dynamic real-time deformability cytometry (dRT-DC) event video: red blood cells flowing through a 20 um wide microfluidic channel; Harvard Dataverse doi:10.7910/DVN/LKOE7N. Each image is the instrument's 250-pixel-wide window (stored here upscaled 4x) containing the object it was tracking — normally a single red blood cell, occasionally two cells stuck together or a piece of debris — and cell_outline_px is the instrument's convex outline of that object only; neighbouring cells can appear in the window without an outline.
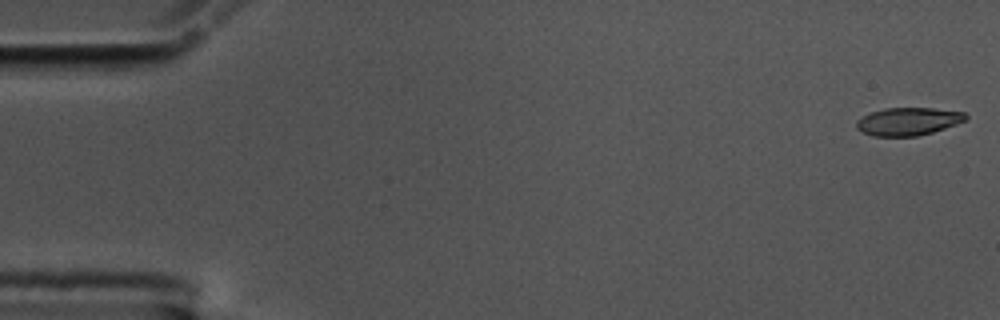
{"species": "common noctule bat (a hibernating species)", "species_latin": "Nyctalus noctula", "temperature_condition": "cold", "stored_images_in_passage": 58, "camera_frame_rate_fps": 3000, "um_per_image_px": 0.085, "animal": {"sex": "male", "body_mass_g": 17.5, "forearm_length_mm": 52.3}, "frame": {"image": 1, "passage_image": 1, "time_ms": 0.0, "image_size_px": [1000, 320], "cell_outline_px": [[968, 120], [932, 132], [916, 136], [872, 136], [856, 128], [856, 120], [872, 112], [884, 108], [932, 108], [964, 112], [968, 116]], "centroid_in_image_um": [77.21, 10.32], "position_along_channel_um": 7.8, "area_um2": 17.63}}
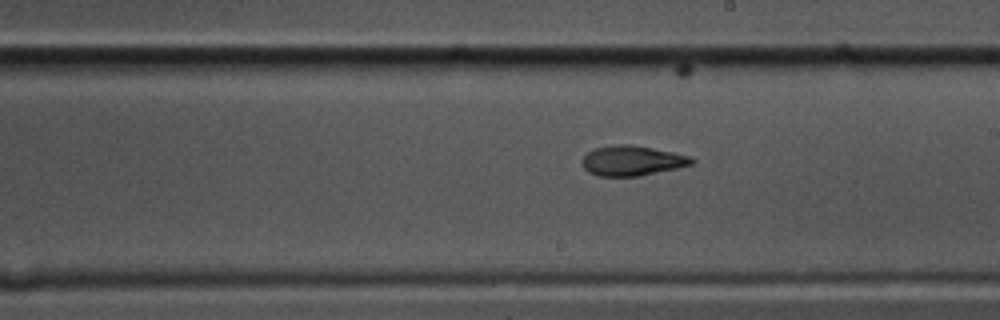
{"frame": {"image": 2, "passage_image": 32, "time_ms": 10.333, "image_size_px": [1000, 320], "cell_outline_px": [[696, 160], [692, 164], [676, 168], [640, 176], [596, 176], [588, 172], [584, 168], [584, 156], [592, 148], [620, 144], [632, 144], [672, 152], [688, 156]], "centroid_in_image_um": [53.71, 13.66], "position_along_channel_um": 235.3, "area_um2": 19.02}}
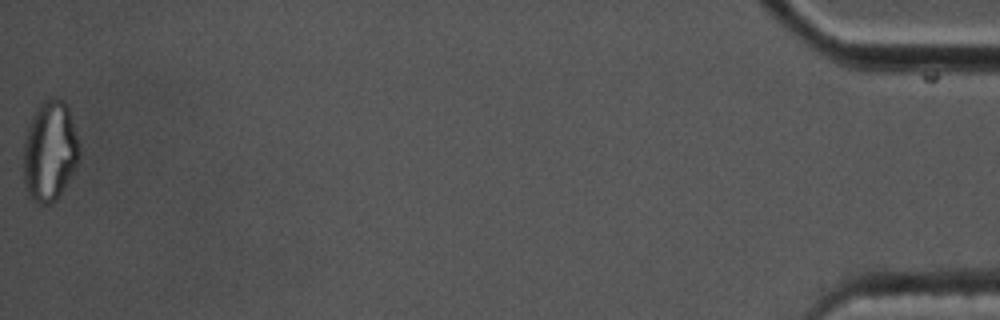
{"frame": {"image": 3, "passage_image": 57, "time_ms": 18.667, "image_size_px": [1000, 320], "cell_outline_px": [[80, 160], [76, 168], [56, 200], [48, 204], [40, 204], [28, 196], [24, 184], [24, 140], [32, 116], [36, 108], [44, 100], [64, 100], [68, 108], [80, 148]], "centroid_in_image_um": [4.24, 12.88], "position_along_channel_um": 431.0, "area_um2": 32.43}}